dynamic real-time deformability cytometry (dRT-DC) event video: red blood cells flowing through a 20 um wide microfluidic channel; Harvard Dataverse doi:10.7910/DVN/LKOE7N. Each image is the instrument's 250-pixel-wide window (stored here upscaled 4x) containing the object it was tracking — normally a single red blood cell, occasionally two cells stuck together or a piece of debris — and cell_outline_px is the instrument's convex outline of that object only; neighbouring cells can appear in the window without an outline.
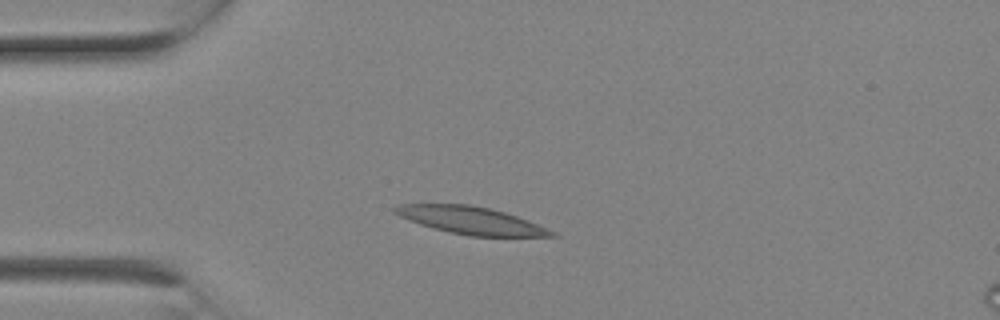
{"species": "Egyptian fruit bat (a non-hibernating species)", "species_latin": "Rousettus aegyptiacus", "temperature_condition": "room temperature", "stored_images_in_passage": 2, "camera_frame_rate_fps": 3000, "um_per_image_px": 0.085, "animal": {"sex": "female"}, "frame": {"image": 1, "passage_image": 1, "time_ms": 0.0, "image_size_px": [1000, 320], "cell_outline_px": [[560, 236], [468, 236], [448, 232], [420, 224], [408, 220], [392, 212], [392, 208], [400, 204], [468, 204], [488, 208], [504, 212], [528, 220], [556, 232]], "centroid_in_image_um": [40.01, 18.73], "position_along_channel_um": 45.0, "area_um2": 24.91}}